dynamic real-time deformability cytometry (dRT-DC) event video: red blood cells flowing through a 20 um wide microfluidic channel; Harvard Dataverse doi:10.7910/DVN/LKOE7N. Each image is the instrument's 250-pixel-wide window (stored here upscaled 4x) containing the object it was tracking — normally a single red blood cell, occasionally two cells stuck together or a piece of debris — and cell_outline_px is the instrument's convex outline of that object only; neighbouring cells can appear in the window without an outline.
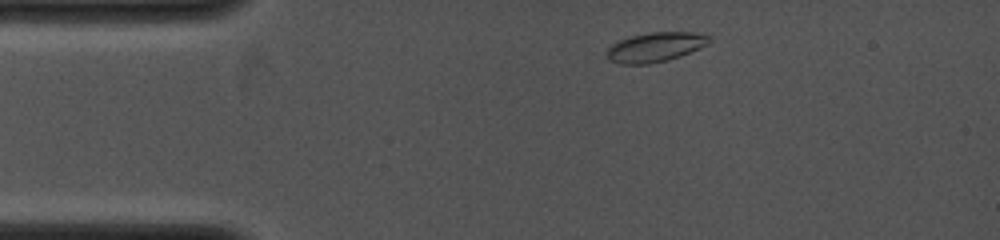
{"species": "common noctule bat (a hibernating species)", "species_latin": "Nyctalus noctula", "temperature_condition": "cold", "stored_images_in_passage": 34, "camera_frame_rate_fps": 4000, "um_per_image_px": 0.085, "animal": {"sex": "female", "body_mass_g": 19.0, "forearm_length_mm": 53.3}, "frame": {"image": 1, "passage_image": 2, "time_ms": 0.5, "image_size_px": [1000, 240], "cell_outline_px": [[712, 40], [708, 44], [700, 48], [680, 56], [668, 60], [648, 64], [620, 64], [608, 60], [608, 48], [612, 44], [620, 40], [632, 36], [648, 32], [696, 32], [712, 36]], "centroid_in_image_um": [55.75, 4.0], "position_along_channel_um": 29.3, "area_um2": 17.69}}
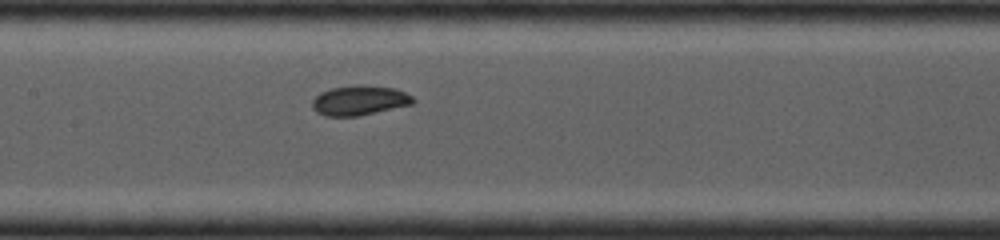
{"frame": {"image": 2, "passage_image": 15, "time_ms": 4.75, "image_size_px": [1000, 240], "cell_outline_px": [[416, 100], [412, 104], [356, 116], [324, 116], [316, 112], [312, 108], [312, 100], [320, 92], [332, 88], [396, 88], [412, 96]], "centroid_in_image_um": [30.52, 8.59], "position_along_channel_um": 176.9, "area_um2": 16.53}}
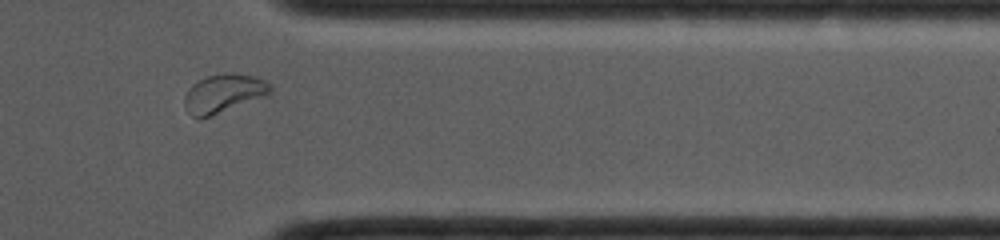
{"frame": {"image": 3, "passage_image": 30, "time_ms": 9.5, "image_size_px": [1000, 240], "cell_outline_px": [[272, 96], [200, 120], [192, 116], [184, 104], [184, 100], [192, 84], [208, 76], [224, 72], [232, 72], [252, 76], [264, 80], [272, 88]], "centroid_in_image_um": [19.08, 7.97], "position_along_channel_um": 392.3, "area_um2": 19.77}}